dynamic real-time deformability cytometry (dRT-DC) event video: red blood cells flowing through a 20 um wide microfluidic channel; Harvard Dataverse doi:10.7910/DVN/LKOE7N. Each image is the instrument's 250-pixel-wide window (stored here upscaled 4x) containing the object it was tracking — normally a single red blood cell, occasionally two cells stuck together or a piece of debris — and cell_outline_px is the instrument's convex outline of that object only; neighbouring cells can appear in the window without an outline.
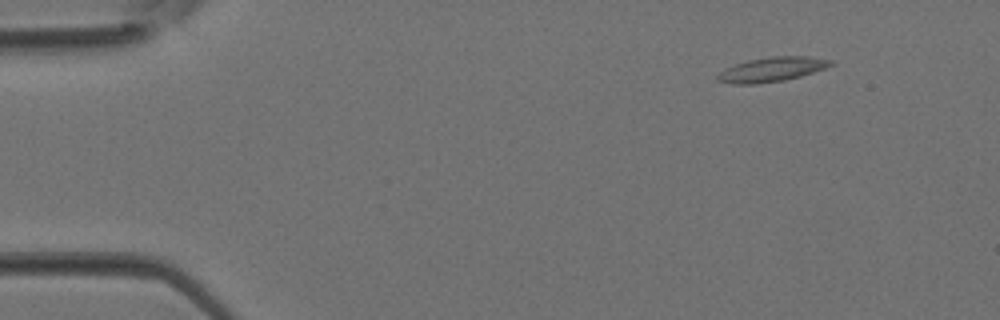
{"species": "Egyptian fruit bat (a non-hibernating species)", "species_latin": "Rousettus aegyptiacus", "temperature_condition": "room temperature", "stored_images_in_passage": 3, "camera_frame_rate_fps": 3000, "um_per_image_px": 0.085, "animal": {"sex": "female"}, "frame": {"image": 1, "passage_image": 1, "time_ms": 0.0, "image_size_px": [1000, 320], "cell_outline_px": [[836, 64], [800, 76], [784, 80], [756, 84], [732, 84], [716, 80], [716, 76], [724, 68], [748, 60], [772, 56], [808, 56], [832, 60]], "centroid_in_image_um": [65.59, 5.9], "position_along_channel_um": 19.4, "area_um2": 16.13}}
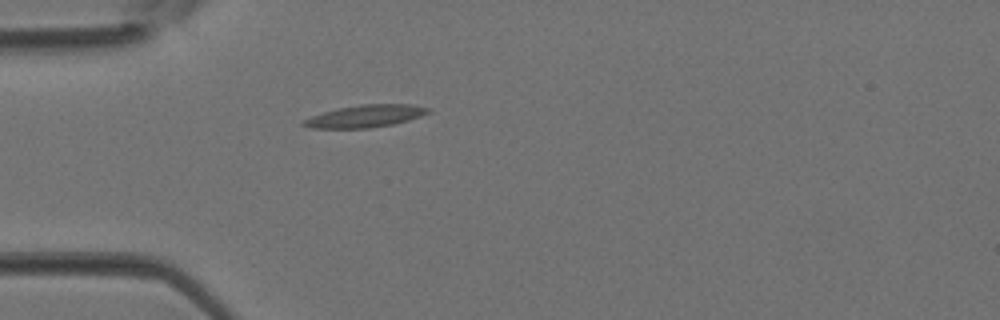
{"frame": {"image": 2, "passage_image": 3, "time_ms": 0.667, "image_size_px": [1000, 320], "cell_outline_px": [[432, 112], [408, 120], [392, 124], [368, 128], [312, 128], [300, 124], [304, 120], [312, 116], [324, 112], [340, 108], [360, 104], [412, 104], [432, 108]], "centroid_in_image_um": [31.11, 9.86], "position_along_channel_um": 53.9, "area_um2": 16.13}}